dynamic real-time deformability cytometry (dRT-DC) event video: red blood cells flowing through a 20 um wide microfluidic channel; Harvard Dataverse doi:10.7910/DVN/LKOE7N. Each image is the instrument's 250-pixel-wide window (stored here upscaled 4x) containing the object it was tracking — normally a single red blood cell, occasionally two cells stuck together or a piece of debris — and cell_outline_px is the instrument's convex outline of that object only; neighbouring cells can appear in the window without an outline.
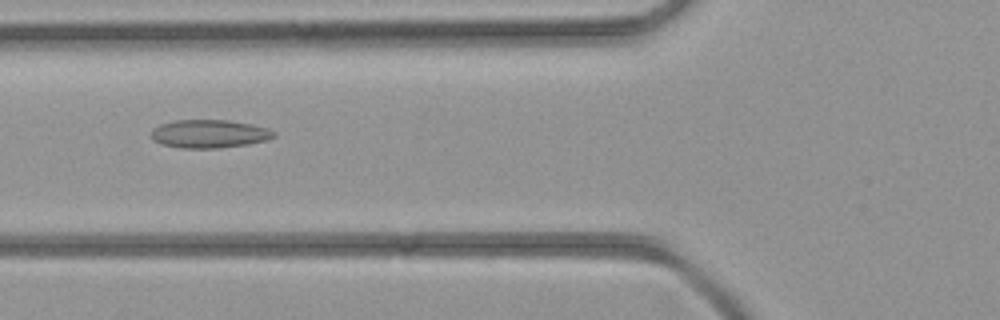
{"species": "common noctule bat (a hibernating species)", "species_latin": "Nyctalus noctula", "temperature_condition": "room temperature", "stored_images_in_passage": 30, "camera_frame_rate_fps": 3000, "um_per_image_px": 0.085, "animal": {"sex": "female", "body_mass_g": 21.9}, "frame": {"image": 1, "passage_image": 3, "time_ms": 0.667, "image_size_px": [1000, 320], "cell_outline_px": [[276, 136], [268, 140], [248, 144], [220, 148], [180, 148], [160, 144], [152, 140], [152, 128], [160, 124], [176, 120], [228, 120], [252, 124], [268, 128], [276, 132]], "centroid_in_image_um": [17.8, 11.38], "position_along_channel_um": 108.0, "area_um2": 20.4}}
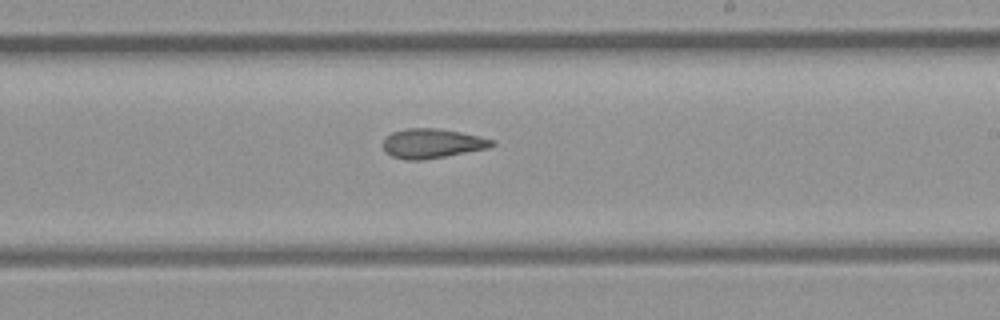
{"frame": {"image": 2, "passage_image": 12, "time_ms": 3.667, "image_size_px": [1000, 320], "cell_outline_px": [[496, 144], [488, 148], [424, 160], [404, 160], [392, 156], [384, 152], [384, 140], [392, 132], [404, 128], [436, 128], [460, 132], [496, 140]], "centroid_in_image_um": [36.73, 12.19], "position_along_channel_um": 252.3, "area_um2": 18.73}}
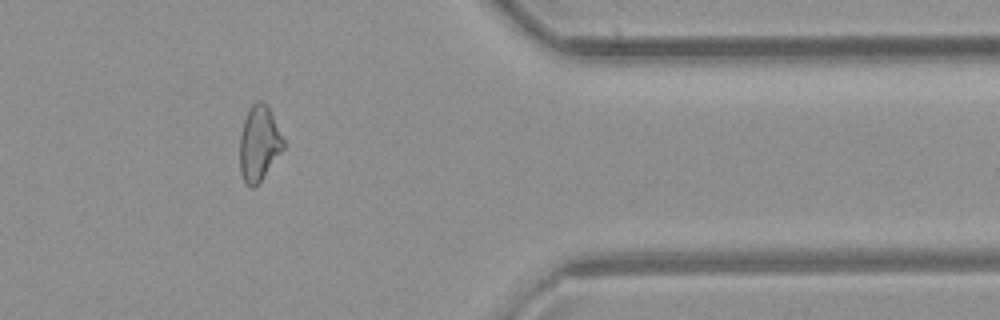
{"frame": {"image": 3, "passage_image": 22, "time_ms": 7.0, "image_size_px": [1000, 320], "cell_outline_px": [[284, 148], [260, 180], [252, 188], [244, 180], [240, 172], [240, 136], [244, 120], [248, 108], [256, 100], [260, 100], [268, 104], [284, 140]], "centroid_in_image_um": [22.01, 12.12], "position_along_channel_um": 389.4, "area_um2": 18.9}}